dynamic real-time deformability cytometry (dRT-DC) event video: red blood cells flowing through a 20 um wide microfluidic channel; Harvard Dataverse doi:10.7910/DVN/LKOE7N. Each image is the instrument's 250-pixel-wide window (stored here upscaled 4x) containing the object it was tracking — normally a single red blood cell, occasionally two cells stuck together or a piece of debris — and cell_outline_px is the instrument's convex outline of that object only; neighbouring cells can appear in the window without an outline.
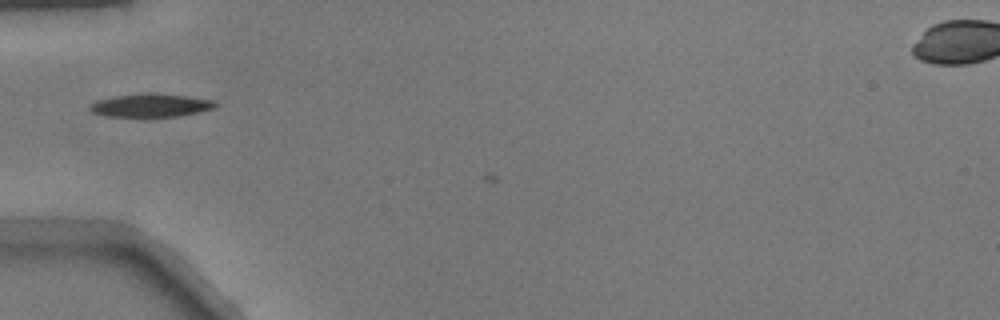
{"species": "common noctule bat (a hibernating species)", "species_latin": "Nyctalus noctula", "temperature_condition": "warm", "stored_images_in_passage": 4, "camera_frame_rate_fps": 3000, "um_per_image_px": 0.085, "animal": {"sex": "male", "body_mass_g": 17.9}, "frame": {"image": 1, "passage_image": 3, "time_ms": 0.667, "image_size_px": [1000, 320], "cell_outline_px": [[220, 104], [216, 108], [200, 112], [180, 116], [104, 116], [92, 112], [88, 108], [88, 104], [96, 100], [116, 96], [148, 92], [152, 92], [188, 96], [216, 100]], "centroid_in_image_um": [12.87, 8.94], "position_along_channel_um": 72.1, "area_um2": 17.34}}